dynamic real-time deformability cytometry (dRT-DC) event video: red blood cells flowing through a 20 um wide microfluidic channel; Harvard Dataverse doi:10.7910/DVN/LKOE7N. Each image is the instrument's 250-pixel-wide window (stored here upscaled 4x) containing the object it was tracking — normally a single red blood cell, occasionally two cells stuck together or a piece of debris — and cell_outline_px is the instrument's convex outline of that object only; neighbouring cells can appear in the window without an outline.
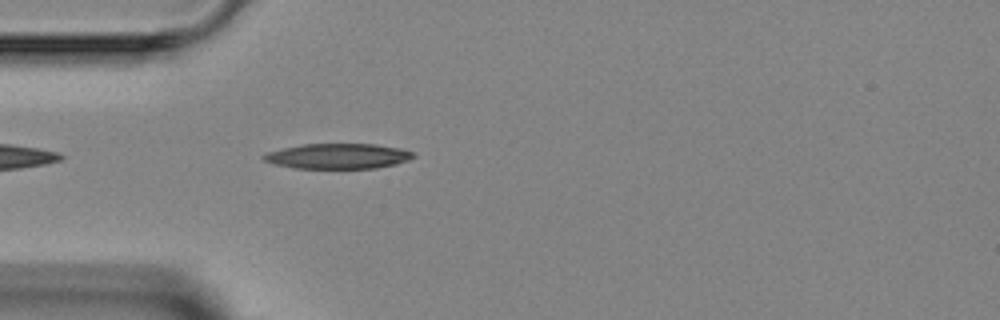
{"species": "Egyptian fruit bat (a non-hibernating species)", "species_latin": "Rousettus aegyptiacus", "temperature_condition": "room temperature", "stored_images_in_passage": 2, "camera_frame_rate_fps": 3000, "um_per_image_px": 0.085, "animal": {"sex": "female"}, "frame": {"image": 1, "passage_image": 2, "time_ms": 1.333, "image_size_px": [1000, 320], "cell_outline_px": [[416, 156], [408, 160], [396, 164], [376, 168], [296, 168], [276, 164], [264, 160], [260, 156], [264, 152], [304, 144], [376, 144], [400, 148], [412, 152]], "centroid_in_image_um": [28.72, 13.27], "position_along_channel_um": 56.3, "area_um2": 21.96}}